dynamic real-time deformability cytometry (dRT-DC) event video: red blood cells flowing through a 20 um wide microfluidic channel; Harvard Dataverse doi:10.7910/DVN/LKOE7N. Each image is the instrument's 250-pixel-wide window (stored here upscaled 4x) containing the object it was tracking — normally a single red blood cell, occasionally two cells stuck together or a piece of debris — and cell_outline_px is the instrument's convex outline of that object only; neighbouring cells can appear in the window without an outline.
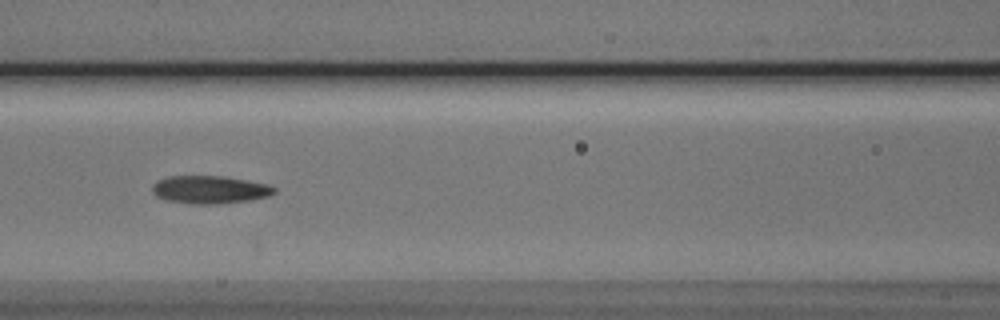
{"species": "Egyptian fruit bat (a non-hibernating species)", "species_latin": "Rousettus aegyptiacus", "temperature_condition": "cold", "stored_images_in_passage": 8, "camera_frame_rate_fps": 3000, "um_per_image_px": 0.085, "animal": {"sex": "male"}, "frame": {"image": 1, "passage_image": 6, "time_ms": 6.667, "image_size_px": [1000, 320], "cell_outline_px": [[276, 192], [268, 196], [248, 200], [220, 204], [192, 204], [164, 200], [156, 196], [152, 192], [152, 184], [156, 180], [168, 176], [224, 176], [268, 184], [276, 188]], "centroid_in_image_um": [17.79, 16.12], "position_along_channel_um": 148.8, "area_um2": 20.0}}
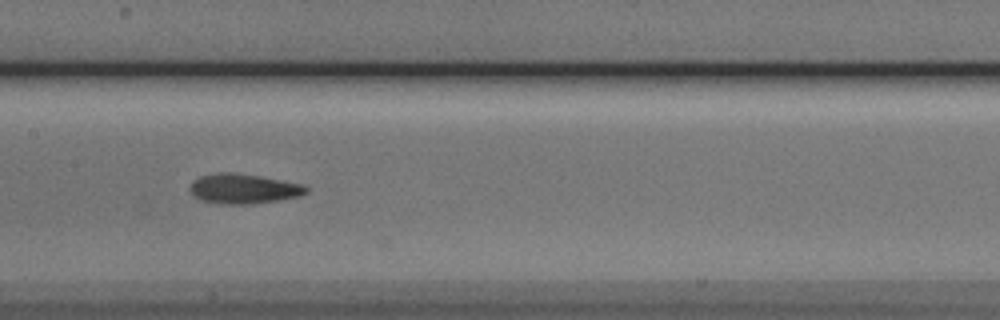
{"frame": {"image": 2, "passage_image": 7, "time_ms": 7.667, "image_size_px": [1000, 320], "cell_outline_px": [[308, 192], [300, 196], [276, 200], [244, 204], [220, 204], [200, 200], [188, 188], [192, 180], [200, 176], [216, 172], [232, 172], [260, 176], [304, 184], [308, 188]], "centroid_in_image_um": [20.68, 16.03], "position_along_channel_um": 186.7, "area_um2": 20.23}}
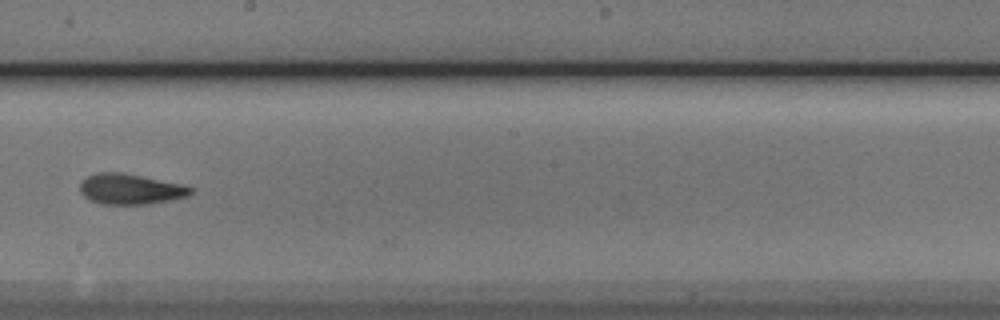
{"frame": {"image": 3, "passage_image": 8, "time_ms": 9.0, "image_size_px": [1000, 320], "cell_outline_px": [[192, 192], [188, 196], [172, 200], [148, 204], [100, 204], [88, 200], [80, 192], [80, 180], [96, 172], [120, 172], [184, 184], [192, 188]], "centroid_in_image_um": [11.06, 16.07], "position_along_channel_um": 237.1, "area_um2": 19.88}}